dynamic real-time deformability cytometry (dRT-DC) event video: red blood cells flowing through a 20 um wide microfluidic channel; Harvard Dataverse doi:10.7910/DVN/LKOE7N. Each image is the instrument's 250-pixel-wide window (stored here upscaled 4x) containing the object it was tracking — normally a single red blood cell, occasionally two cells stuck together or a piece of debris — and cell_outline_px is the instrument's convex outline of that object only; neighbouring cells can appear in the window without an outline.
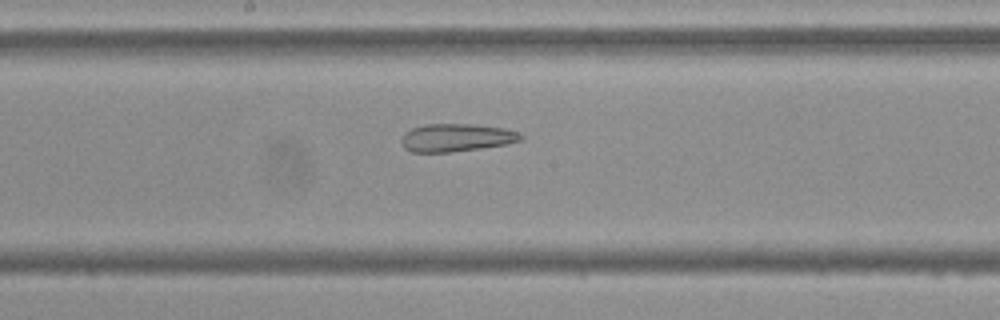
{"species": "Egyptian fruit bat (a non-hibernating species)", "species_latin": "Rousettus aegyptiacus", "temperature_condition": "cold", "stored_images_in_passage": 48, "camera_frame_rate_fps": 3000, "um_per_image_px": 0.085, "frame": {"image": 1, "passage_image": 22, "time_ms": 7.0, "image_size_px": [1000, 320], "cell_outline_px": [[524, 140], [508, 144], [452, 152], [412, 152], [404, 148], [400, 144], [400, 140], [404, 132], [412, 128], [424, 124], [472, 124], [504, 128], [520, 132], [524, 136]], "centroid_in_image_um": [38.8, 11.7], "position_along_channel_um": 209.4, "area_um2": 19.71}}
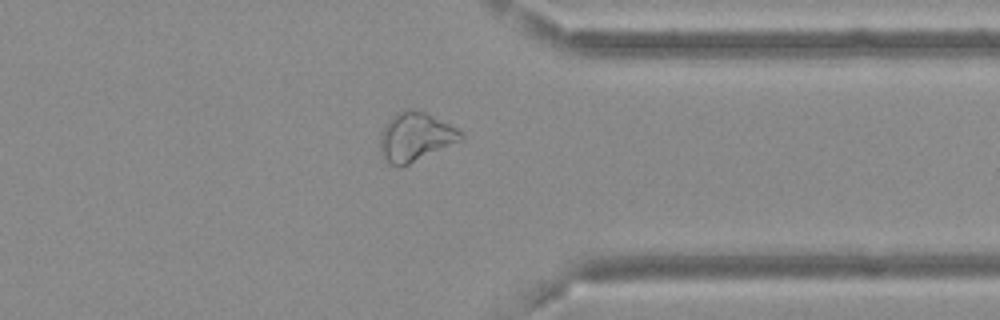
{"frame": {"image": 2, "passage_image": 36, "time_ms": 11.667, "image_size_px": [1000, 320], "cell_outline_px": [[464, 140], [400, 168], [396, 168], [388, 164], [380, 152], [380, 132], [388, 120], [396, 112], [408, 108], [412, 108], [424, 112], [456, 128], [464, 136]], "centroid_in_image_um": [35.28, 11.66], "position_along_channel_um": 376.1, "area_um2": 23.24}}
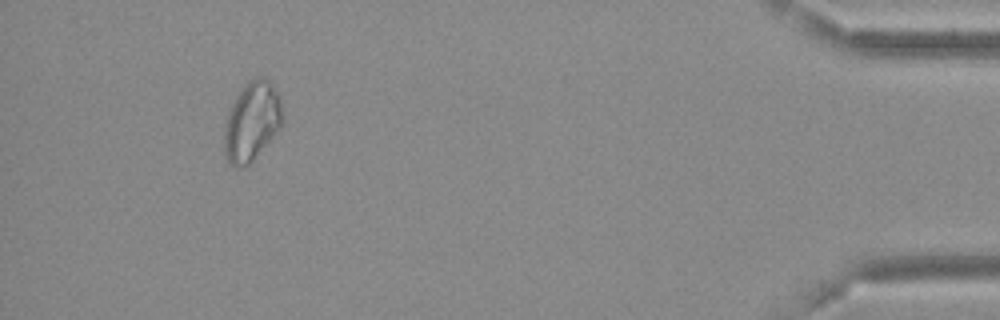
{"frame": {"image": 3, "passage_image": 44, "time_ms": 14.333, "image_size_px": [1000, 320], "cell_outline_px": [[284, 116], [280, 128], [252, 160], [244, 168], [236, 168], [228, 164], [224, 156], [224, 124], [228, 112], [232, 104], [248, 80], [256, 76], [264, 76], [272, 84], [280, 96]], "centroid_in_image_um": [21.4, 10.33], "position_along_channel_um": 413.8, "area_um2": 27.11}, "authors_computed_cell_mechanics": {"area_um2": 24.565, "velocity_mm_per_s": 3.6771, "shape_relaxation_time_tau1_ms": null, "shape_relaxation_time_tau2_ms": 2.8162, "deformation_change_tau1": null, "deformation_change_tau2": 0.1198}}